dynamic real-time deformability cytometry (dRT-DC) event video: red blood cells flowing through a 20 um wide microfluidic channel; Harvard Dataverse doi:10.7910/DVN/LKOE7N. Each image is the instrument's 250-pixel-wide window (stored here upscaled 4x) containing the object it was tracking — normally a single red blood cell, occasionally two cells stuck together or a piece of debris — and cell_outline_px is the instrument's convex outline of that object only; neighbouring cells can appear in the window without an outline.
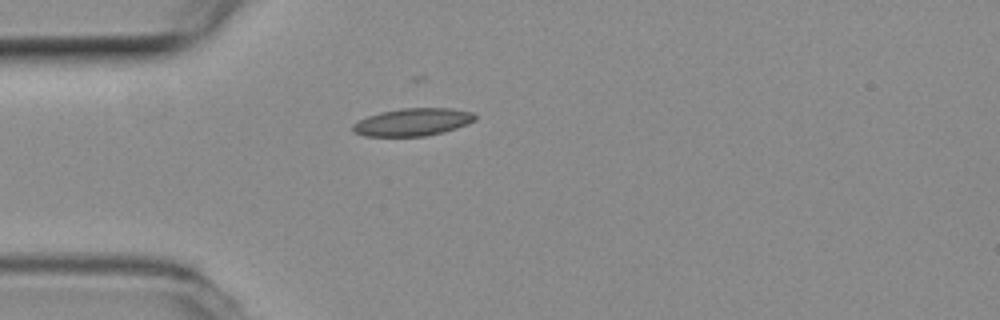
{"species": "common noctule bat (a hibernating species)", "species_latin": "Nyctalus noctula", "temperature_condition": "room temperature", "stored_images_in_passage": 2, "camera_frame_rate_fps": 3000, "um_per_image_px": 0.085, "animal": {"sex": "female", "body_mass_g": 19.3, "forearm_length_mm": 54.1}, "frame": {"image": 1, "passage_image": 1, "time_ms": 0.0, "image_size_px": [1000, 320], "cell_outline_px": [[476, 120], [468, 124], [444, 132], [424, 136], [364, 136], [352, 132], [352, 124], [368, 116], [380, 112], [400, 108], [452, 108], [472, 112], [476, 116]], "centroid_in_image_um": [35.08, 10.37], "position_along_channel_um": 49.9, "area_um2": 19.77}}